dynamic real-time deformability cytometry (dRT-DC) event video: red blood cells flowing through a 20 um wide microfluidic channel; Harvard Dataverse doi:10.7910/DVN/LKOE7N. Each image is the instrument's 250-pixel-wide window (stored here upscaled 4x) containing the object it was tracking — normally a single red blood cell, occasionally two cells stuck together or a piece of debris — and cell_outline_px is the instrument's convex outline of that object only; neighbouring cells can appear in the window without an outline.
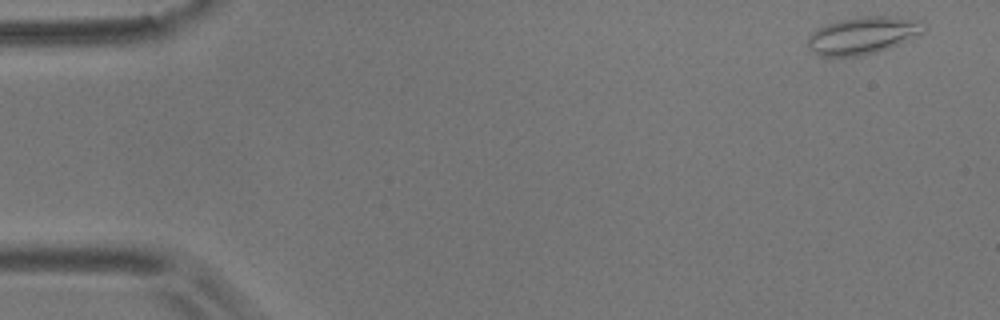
{"species": "common noctule bat (a hibernating species)", "species_latin": "Nyctalus noctula", "temperature_condition": "room temperature", "stored_images_in_passage": 4, "camera_frame_rate_fps": 3000, "um_per_image_px": 0.085, "animal": {"sex": "male", "body_mass_g": 17.9}, "frame": {"image": 1, "passage_image": 1, "time_ms": 0.0, "image_size_px": [1000, 320], "cell_outline_px": [[928, 28], [924, 32], [908, 40], [888, 48], [860, 56], [824, 56], [816, 52], [808, 44], [808, 36], [812, 32], [828, 24], [840, 20], [856, 16], [896, 16], [920, 20]], "centroid_in_image_um": [73.42, 2.98], "position_along_channel_um": 11.6, "area_um2": 25.03}}